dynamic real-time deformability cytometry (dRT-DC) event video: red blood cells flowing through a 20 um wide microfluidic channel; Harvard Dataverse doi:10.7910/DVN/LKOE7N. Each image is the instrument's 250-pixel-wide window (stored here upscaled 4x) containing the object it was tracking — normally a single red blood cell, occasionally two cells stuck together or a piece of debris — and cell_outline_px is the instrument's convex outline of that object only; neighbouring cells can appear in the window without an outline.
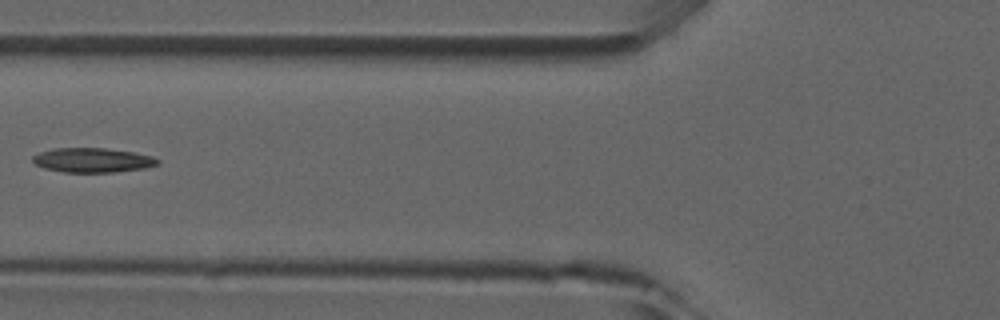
{"species": "common noctule bat (a hibernating species)", "species_latin": "Nyctalus noctula", "temperature_condition": "room temperature", "stored_images_in_passage": 3, "camera_frame_rate_fps": 3000, "um_per_image_px": 0.085, "animal": {"sex": "male", "forearm_length_mm": 52.5}, "frame": {"image": 1, "passage_image": 2, "time_ms": 1.333, "image_size_px": [1000, 320], "cell_outline_px": [[160, 164], [144, 168], [112, 172], [64, 172], [44, 168], [36, 164], [32, 160], [32, 156], [40, 152], [52, 148], [108, 148], [132, 152], [152, 156], [160, 160]], "centroid_in_image_um": [7.87, 13.61], "position_along_channel_um": 117.9, "area_um2": 17.8}}
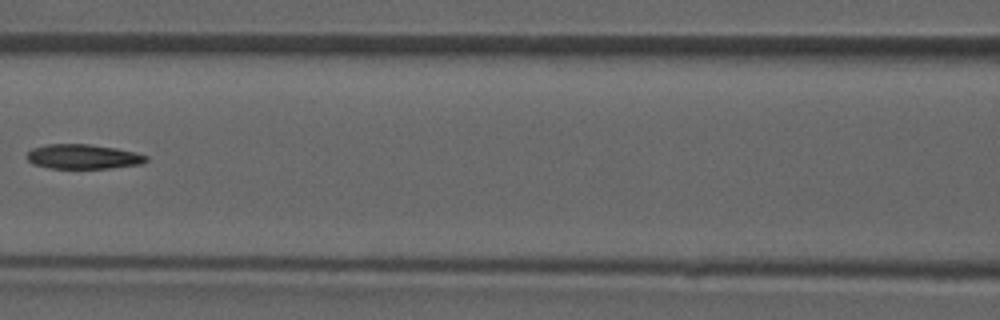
{"frame": {"image": 2, "passage_image": 3, "time_ms": 2.333, "image_size_px": [1000, 320], "cell_outline_px": [[148, 160], [140, 164], [112, 168], [48, 168], [32, 164], [24, 156], [32, 148], [44, 144], [88, 144], [116, 148], [136, 152], [148, 156]], "centroid_in_image_um": [7.03, 13.31], "position_along_channel_um": 159.6, "area_um2": 17.28}}